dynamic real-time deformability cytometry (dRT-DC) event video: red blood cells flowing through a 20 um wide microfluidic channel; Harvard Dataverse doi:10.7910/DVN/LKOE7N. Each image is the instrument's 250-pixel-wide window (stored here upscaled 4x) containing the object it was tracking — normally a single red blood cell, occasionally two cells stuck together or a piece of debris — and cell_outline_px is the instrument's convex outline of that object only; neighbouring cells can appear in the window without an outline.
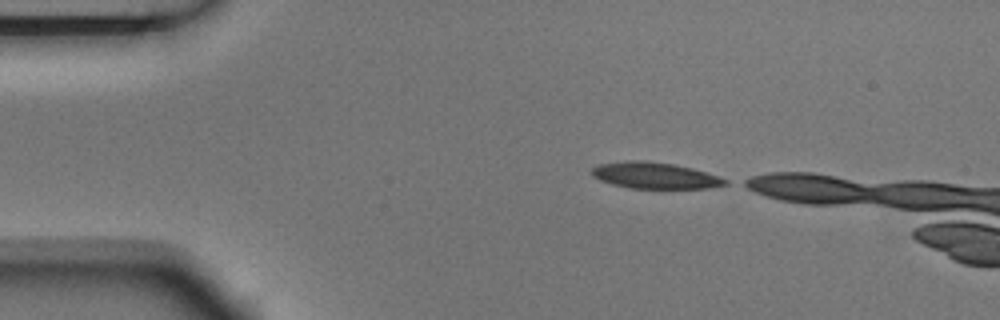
{"species": "Egyptian fruit bat (a non-hibernating species)", "species_latin": "Rousettus aegyptiacus", "temperature_condition": "room temperature", "stored_images_in_passage": 3, "camera_frame_rate_fps": 3000, "um_per_image_px": 0.085, "animal": {"sex": "male"}, "frame": {"image": 1, "passage_image": 1, "time_ms": 0.0, "image_size_px": [1000, 320], "cell_outline_px": [[728, 184], [708, 188], [632, 188], [612, 184], [600, 180], [592, 176], [592, 168], [600, 164], [628, 160], [644, 160], [676, 164], [692, 168], [728, 180]], "centroid_in_image_um": [55.65, 14.91], "position_along_channel_um": 29.4, "area_um2": 20.29}}